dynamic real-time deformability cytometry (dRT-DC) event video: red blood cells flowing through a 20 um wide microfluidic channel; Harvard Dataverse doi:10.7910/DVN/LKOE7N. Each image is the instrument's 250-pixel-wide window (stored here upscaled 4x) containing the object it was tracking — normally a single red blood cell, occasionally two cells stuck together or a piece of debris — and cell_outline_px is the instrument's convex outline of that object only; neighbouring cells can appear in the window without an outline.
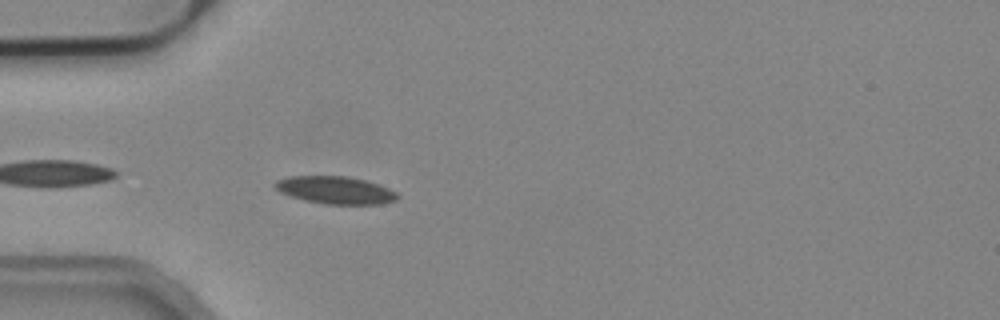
{"species": "common noctule bat (a hibernating species)", "species_latin": "Nyctalus noctula", "temperature_condition": "cold", "stored_images_in_passage": 9, "camera_frame_rate_fps": 3000, "um_per_image_px": 0.085, "animal": {"sex": "male", "body_mass_g": 19.2, "forearm_length_mm": 51.8}, "frame": {"image": 1, "passage_image": 2, "time_ms": 0.333, "image_size_px": [1000, 320], "cell_outline_px": [[400, 196], [396, 200], [380, 204], [324, 204], [304, 200], [280, 192], [272, 184], [276, 180], [288, 176], [348, 176], [380, 184], [396, 192]], "centroid_in_image_um": [28.51, 16.15], "position_along_channel_um": 56.5, "area_um2": 19.71}}
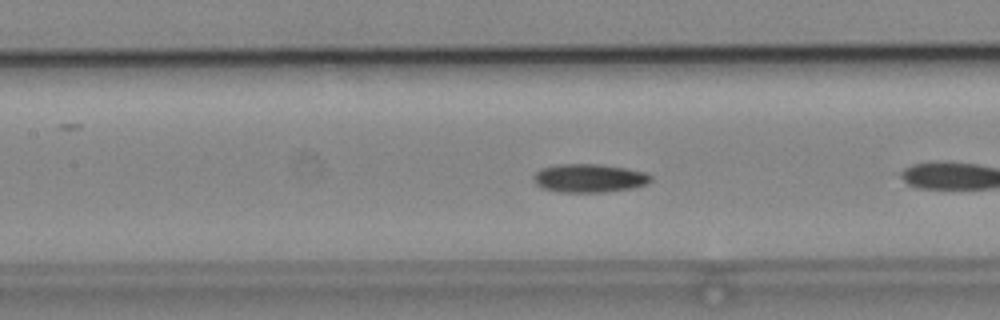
{"frame": {"image": 2, "passage_image": 8, "time_ms": 2.333, "image_size_px": [1000, 320], "cell_outline_px": [[652, 180], [644, 184], [632, 188], [604, 192], [560, 192], [540, 188], [536, 184], [532, 176], [540, 168], [556, 164], [600, 164], [624, 168], [644, 172], [652, 176]], "centroid_in_image_um": [50.02, 15.14], "position_along_channel_um": 157.4, "area_um2": 19.48}}